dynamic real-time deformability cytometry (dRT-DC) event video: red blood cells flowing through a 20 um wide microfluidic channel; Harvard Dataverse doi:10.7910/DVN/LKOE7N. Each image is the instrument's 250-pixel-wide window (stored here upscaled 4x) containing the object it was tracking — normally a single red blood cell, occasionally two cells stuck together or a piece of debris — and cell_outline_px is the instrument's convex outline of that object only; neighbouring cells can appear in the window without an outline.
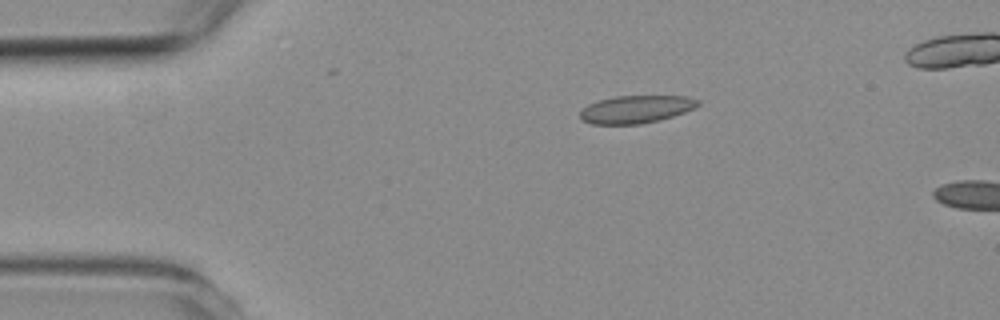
{"species": "common noctule bat (a hibernating species)", "species_latin": "Nyctalus noctula", "temperature_condition": "room temperature", "stored_images_in_passage": 4, "camera_frame_rate_fps": 3000, "um_per_image_px": 0.085, "animal": {"sex": "female", "body_mass_g": 19.3, "forearm_length_mm": 54.1}, "frame": {"image": 1, "passage_image": 4, "time_ms": 3.667, "image_size_px": [1000, 320], "cell_outline_px": [[700, 104], [684, 112], [660, 120], [640, 124], [592, 124], [580, 120], [580, 112], [588, 104], [600, 100], [616, 96], [688, 96], [700, 100]], "centroid_in_image_um": [54.05, 9.29], "position_along_channel_um": 30.9, "area_um2": 18.96}}